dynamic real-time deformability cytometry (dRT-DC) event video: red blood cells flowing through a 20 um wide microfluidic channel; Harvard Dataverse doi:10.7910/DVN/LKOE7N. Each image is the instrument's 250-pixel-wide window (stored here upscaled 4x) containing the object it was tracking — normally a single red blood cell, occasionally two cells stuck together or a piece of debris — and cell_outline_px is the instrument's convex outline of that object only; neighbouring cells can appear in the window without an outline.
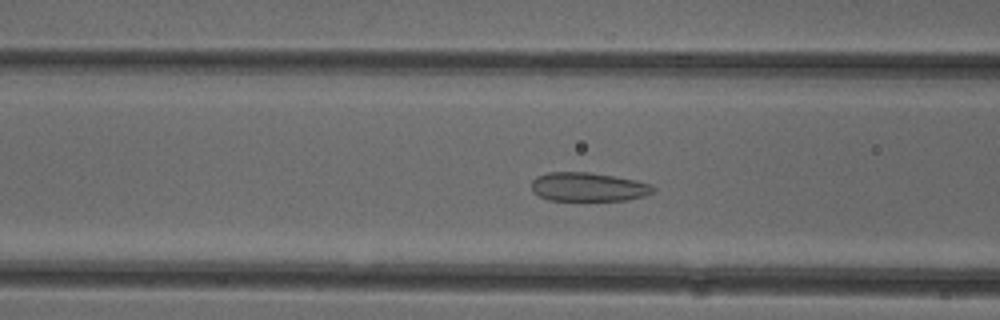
{"species": "common noctule bat (a hibernating species)", "species_latin": "Nyctalus noctula", "temperature_condition": "cold", "stored_images_in_passage": 50, "camera_frame_rate_fps": 3000, "um_per_image_px": 0.085, "animal": {"sex": "female"}, "frame": {"image": 1, "passage_image": 18, "time_ms": 5.667, "image_size_px": [1000, 320], "cell_outline_px": [[656, 188], [652, 192], [644, 196], [628, 200], [548, 200], [532, 192], [532, 180], [536, 176], [548, 172], [588, 172], [636, 180], [652, 184]], "centroid_in_image_um": [49.99, 15.89], "position_along_channel_um": 116.6, "area_um2": 20.46}}
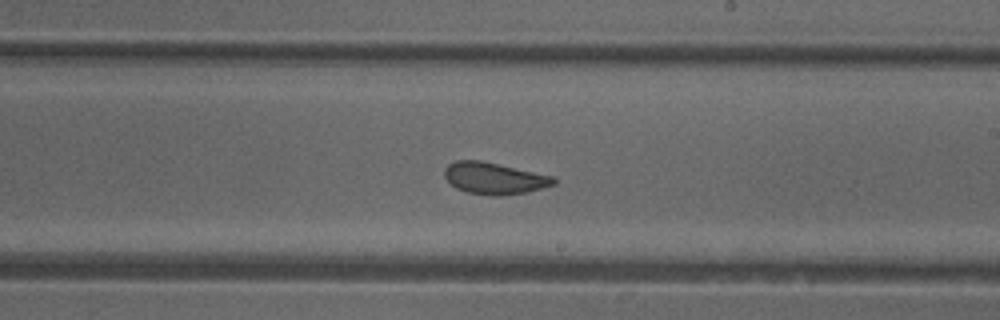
{"frame": {"image": 2, "passage_image": 28, "time_ms": 9.0, "image_size_px": [1000, 320], "cell_outline_px": [[556, 184], [524, 192], [500, 196], [492, 196], [468, 192], [456, 188], [444, 176], [444, 168], [448, 164], [456, 160], [480, 160], [552, 176], [556, 180]], "centroid_in_image_um": [41.97, 15.15], "position_along_channel_um": 247.0, "area_um2": 19.88}}
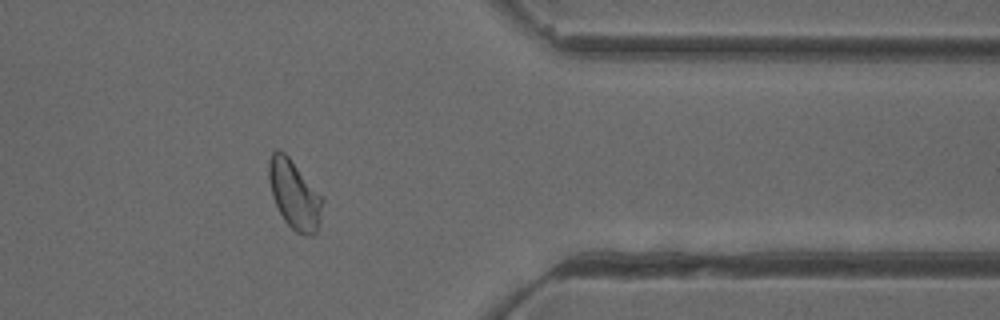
{"frame": {"image": 3, "passage_image": 40, "time_ms": 13.0, "image_size_px": [1000, 320], "cell_outline_px": [[324, 200], [320, 224], [316, 232], [308, 236], [304, 236], [296, 232], [284, 220], [272, 196], [268, 176], [268, 164], [272, 152], [276, 148], [280, 148], [288, 156], [324, 196]], "centroid_in_image_um": [25.05, 16.53], "position_along_channel_um": 386.4, "area_um2": 21.85}, "authors_computed_cell_mechanics": {"area_um2": 21.4438, "velocity_mm_per_s": 3.908, "shape_relaxation_time_tau1_ms": 7.3809, "shape_relaxation_time_tau2_ms": 1.0962, "deformation_change_tau1": 0.1277, "deformation_change_tau2": 0.0652}}